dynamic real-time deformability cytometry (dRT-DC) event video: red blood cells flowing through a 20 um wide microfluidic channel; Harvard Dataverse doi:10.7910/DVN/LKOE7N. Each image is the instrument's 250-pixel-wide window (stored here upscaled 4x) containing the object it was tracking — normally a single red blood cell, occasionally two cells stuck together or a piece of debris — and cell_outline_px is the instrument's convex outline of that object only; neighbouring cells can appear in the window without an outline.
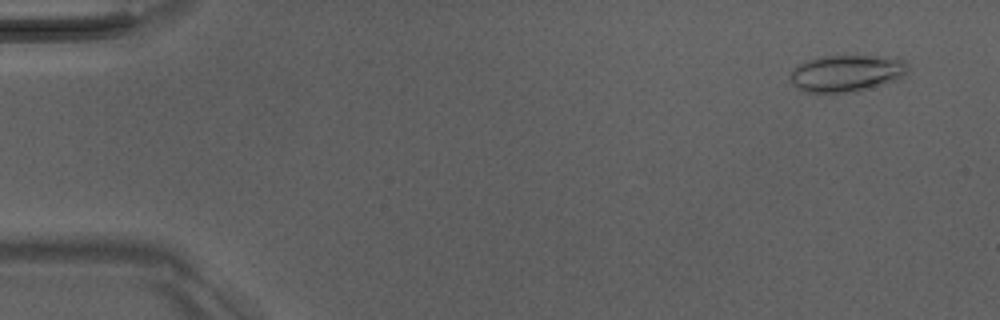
{"species": "Egyptian fruit bat (a non-hibernating species)", "species_latin": "Rousettus aegyptiacus", "temperature_condition": "room temperature", "stored_images_in_passage": 52, "camera_frame_rate_fps": 3000, "um_per_image_px": 0.085, "animal": {"sex": "male"}, "frame": {"image": 1, "passage_image": 4, "time_ms": 1.0, "image_size_px": [1000, 320], "cell_outline_px": [[908, 72], [896, 80], [884, 84], [852, 92], [804, 92], [796, 88], [792, 84], [788, 76], [792, 68], [808, 60], [824, 56], [876, 56], [904, 60], [908, 64]], "centroid_in_image_um": [71.91, 6.23], "position_along_channel_um": 13.1, "area_um2": 25.2}}
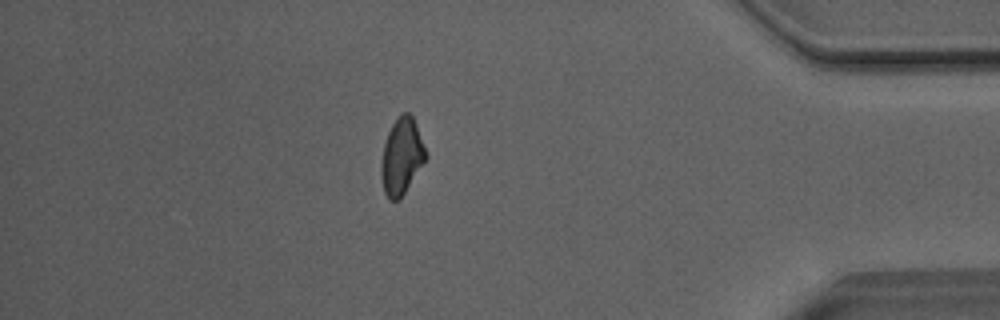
{"frame": {"image": 2, "passage_image": 45, "time_ms": 14.667, "image_size_px": [1000, 320], "cell_outline_px": [[428, 156], [400, 200], [388, 200], [384, 192], [380, 172], [380, 164], [384, 144], [388, 132], [392, 124], [400, 112], [408, 112], [412, 116], [416, 124]], "centroid_in_image_um": [34.13, 13.3], "position_along_channel_um": 401.1, "area_um2": 19.94}}
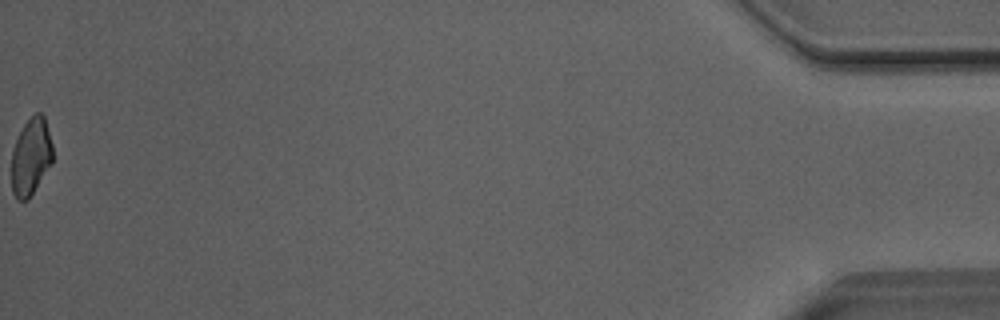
{"frame": {"image": 3, "passage_image": 52, "time_ms": 17.0, "image_size_px": [1000, 320], "cell_outline_px": [[52, 164], [28, 200], [20, 200], [12, 192], [12, 152], [16, 140], [24, 124], [36, 112], [40, 112], [44, 116], [52, 144]], "centroid_in_image_um": [2.64, 13.32], "position_along_channel_um": 432.6, "area_um2": 18.32}, "authors_computed_cell_mechanics": {"area_um2": 20.519, "velocity_mm_per_s": 4.0539, "shape_relaxation_time_tau1_ms": 5.6445, "shape_relaxation_time_tau2_ms": 2.7591, "deformation_change_tau1": 0.1291, "deformation_change_tau2": 0.0904}}